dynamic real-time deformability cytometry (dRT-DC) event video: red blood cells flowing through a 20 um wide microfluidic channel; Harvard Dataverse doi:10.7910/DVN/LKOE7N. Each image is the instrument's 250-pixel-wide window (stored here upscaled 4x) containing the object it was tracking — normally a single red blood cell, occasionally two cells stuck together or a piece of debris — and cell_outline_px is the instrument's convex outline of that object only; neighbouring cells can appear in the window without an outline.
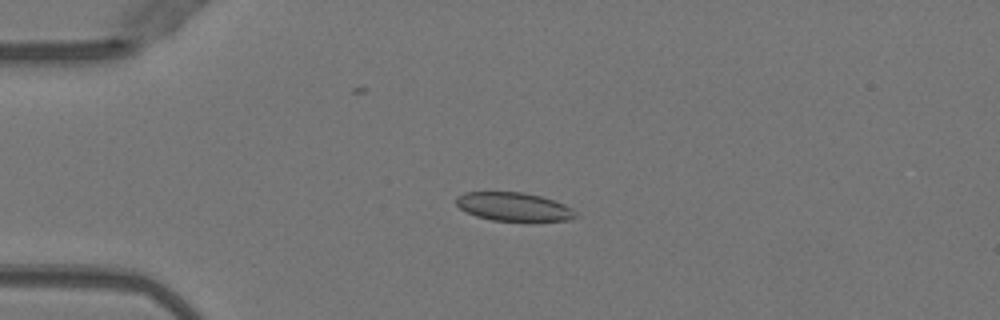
{"species": "Egyptian fruit bat (a non-hibernating species)", "species_latin": "Rousettus aegyptiacus", "temperature_condition": "warm", "stored_images_in_passage": 51, "camera_frame_rate_fps": 3000, "um_per_image_px": 0.085, "animal": {"sex": "female"}, "frame": {"image": 1, "passage_image": 13, "time_ms": 4.0, "image_size_px": [1000, 320], "cell_outline_px": [[576, 216], [568, 220], [532, 224], [492, 220], [476, 216], [460, 208], [456, 204], [456, 196], [464, 192], [524, 192], [540, 196], [564, 204], [572, 208], [576, 212]], "centroid_in_image_um": [43.71, 17.62], "position_along_channel_um": 41.3, "area_um2": 20.63}}
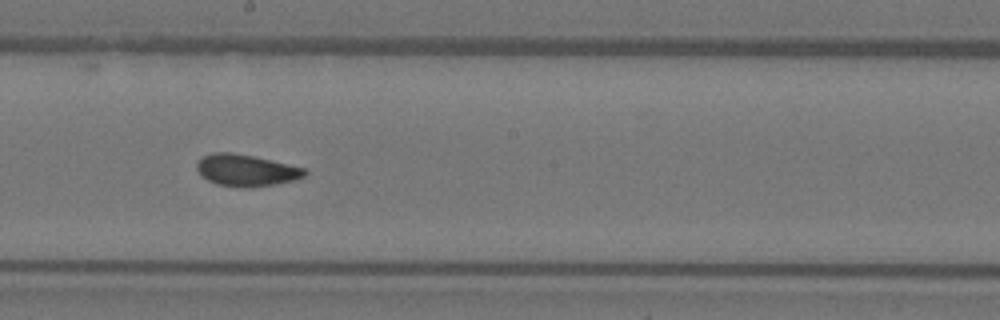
{"frame": {"image": 2, "passage_image": 29, "time_ms": 9.333, "image_size_px": [1000, 320], "cell_outline_px": [[308, 172], [304, 176], [296, 180], [276, 184], [252, 188], [248, 188], [216, 184], [208, 180], [196, 168], [196, 164], [204, 156], [212, 152], [232, 152], [252, 156], [308, 168]], "centroid_in_image_um": [20.98, 14.48], "position_along_channel_um": 227.2, "area_um2": 20.0}}
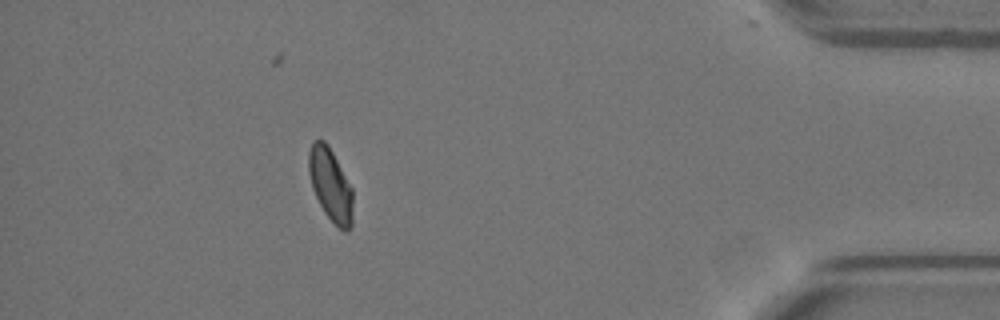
{"frame": {"image": 3, "passage_image": 46, "time_ms": 15.0, "image_size_px": [1000, 320], "cell_outline_px": [[352, 224], [348, 232], [344, 232], [324, 212], [312, 188], [308, 172], [308, 152], [312, 140], [324, 140], [328, 144], [352, 188]], "centroid_in_image_um": [28.08, 15.68], "position_along_channel_um": 407.1, "area_um2": 18.67}, "authors_computed_cell_mechanics": {"area_um2": 19.9988, "velocity_mm_per_s": 4.0318, "shape_relaxation_time_tau1_ms": null, "shape_relaxation_time_tau2_ms": 1.3594, "deformation_change_tau1": null, "deformation_change_tau2": 0.0516}}